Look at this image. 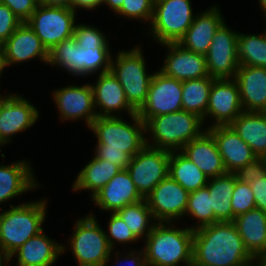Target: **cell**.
<instances>
[{"instance_id": "6da1fadb", "label": "cell", "mask_w": 266, "mask_h": 266, "mask_svg": "<svg viewBox=\"0 0 266 266\" xmlns=\"http://www.w3.org/2000/svg\"><path fill=\"white\" fill-rule=\"evenodd\" d=\"M131 123L123 116L97 117L90 126L97 144L94 156L121 169H126L134 157L145 145V123L138 114L130 115ZM133 121V122H132Z\"/></svg>"}, {"instance_id": "7a4b0ae2", "label": "cell", "mask_w": 266, "mask_h": 266, "mask_svg": "<svg viewBox=\"0 0 266 266\" xmlns=\"http://www.w3.org/2000/svg\"><path fill=\"white\" fill-rule=\"evenodd\" d=\"M193 263L198 266H253L233 221H220L194 230Z\"/></svg>"}, {"instance_id": "3957f363", "label": "cell", "mask_w": 266, "mask_h": 266, "mask_svg": "<svg viewBox=\"0 0 266 266\" xmlns=\"http://www.w3.org/2000/svg\"><path fill=\"white\" fill-rule=\"evenodd\" d=\"M193 235L194 230L187 226L178 228L174 222H157L144 242L146 265H191L193 263Z\"/></svg>"}, {"instance_id": "277c9868", "label": "cell", "mask_w": 266, "mask_h": 266, "mask_svg": "<svg viewBox=\"0 0 266 266\" xmlns=\"http://www.w3.org/2000/svg\"><path fill=\"white\" fill-rule=\"evenodd\" d=\"M46 199L10 204L0 213V250L9 258L31 237L39 234L46 219Z\"/></svg>"}, {"instance_id": "5b68a950", "label": "cell", "mask_w": 266, "mask_h": 266, "mask_svg": "<svg viewBox=\"0 0 266 266\" xmlns=\"http://www.w3.org/2000/svg\"><path fill=\"white\" fill-rule=\"evenodd\" d=\"M203 125L201 117L184 110L152 117L145 122L146 145L169 152L181 151L207 130Z\"/></svg>"}, {"instance_id": "8992f818", "label": "cell", "mask_w": 266, "mask_h": 266, "mask_svg": "<svg viewBox=\"0 0 266 266\" xmlns=\"http://www.w3.org/2000/svg\"><path fill=\"white\" fill-rule=\"evenodd\" d=\"M96 216L90 212L74 224L69 246L78 266H106L112 261L114 250L110 247Z\"/></svg>"}, {"instance_id": "52a82bcc", "label": "cell", "mask_w": 266, "mask_h": 266, "mask_svg": "<svg viewBox=\"0 0 266 266\" xmlns=\"http://www.w3.org/2000/svg\"><path fill=\"white\" fill-rule=\"evenodd\" d=\"M141 46L121 50L112 57L111 71L120 82L129 105L138 112L145 104L149 85L154 74H148Z\"/></svg>"}, {"instance_id": "ba28073f", "label": "cell", "mask_w": 266, "mask_h": 266, "mask_svg": "<svg viewBox=\"0 0 266 266\" xmlns=\"http://www.w3.org/2000/svg\"><path fill=\"white\" fill-rule=\"evenodd\" d=\"M195 15L191 0H154L148 31L160 45L178 43L191 26Z\"/></svg>"}, {"instance_id": "9c48e42d", "label": "cell", "mask_w": 266, "mask_h": 266, "mask_svg": "<svg viewBox=\"0 0 266 266\" xmlns=\"http://www.w3.org/2000/svg\"><path fill=\"white\" fill-rule=\"evenodd\" d=\"M76 14L73 9L39 4L26 23L49 52L60 42L73 37Z\"/></svg>"}, {"instance_id": "30bf717a", "label": "cell", "mask_w": 266, "mask_h": 266, "mask_svg": "<svg viewBox=\"0 0 266 266\" xmlns=\"http://www.w3.org/2000/svg\"><path fill=\"white\" fill-rule=\"evenodd\" d=\"M170 153L145 145L127 166L137 191L143 198L163 179L169 176Z\"/></svg>"}, {"instance_id": "8fae6325", "label": "cell", "mask_w": 266, "mask_h": 266, "mask_svg": "<svg viewBox=\"0 0 266 266\" xmlns=\"http://www.w3.org/2000/svg\"><path fill=\"white\" fill-rule=\"evenodd\" d=\"M183 110L182 81L154 72L145 104L137 112L144 123L155 116Z\"/></svg>"}, {"instance_id": "7c38bea8", "label": "cell", "mask_w": 266, "mask_h": 266, "mask_svg": "<svg viewBox=\"0 0 266 266\" xmlns=\"http://www.w3.org/2000/svg\"><path fill=\"white\" fill-rule=\"evenodd\" d=\"M237 37L238 32L232 30L225 22L216 31L205 54L210 77L235 78L239 67Z\"/></svg>"}, {"instance_id": "4fadbf2b", "label": "cell", "mask_w": 266, "mask_h": 266, "mask_svg": "<svg viewBox=\"0 0 266 266\" xmlns=\"http://www.w3.org/2000/svg\"><path fill=\"white\" fill-rule=\"evenodd\" d=\"M239 86L234 78L214 79L203 122L214 120L207 128L230 125L242 112Z\"/></svg>"}, {"instance_id": "5bb4252c", "label": "cell", "mask_w": 266, "mask_h": 266, "mask_svg": "<svg viewBox=\"0 0 266 266\" xmlns=\"http://www.w3.org/2000/svg\"><path fill=\"white\" fill-rule=\"evenodd\" d=\"M189 194L168 176L154 187L145 200L156 222H174L184 218Z\"/></svg>"}, {"instance_id": "9a60e30c", "label": "cell", "mask_w": 266, "mask_h": 266, "mask_svg": "<svg viewBox=\"0 0 266 266\" xmlns=\"http://www.w3.org/2000/svg\"><path fill=\"white\" fill-rule=\"evenodd\" d=\"M55 107L59 111L62 121L81 120L90 128L92 122L97 118L94 104V94L91 83L82 86L67 85L53 92Z\"/></svg>"}, {"instance_id": "2e32d148", "label": "cell", "mask_w": 266, "mask_h": 266, "mask_svg": "<svg viewBox=\"0 0 266 266\" xmlns=\"http://www.w3.org/2000/svg\"><path fill=\"white\" fill-rule=\"evenodd\" d=\"M0 94V137L6 145L13 135L29 129L39 118V109L26 97Z\"/></svg>"}, {"instance_id": "e0dca14e", "label": "cell", "mask_w": 266, "mask_h": 266, "mask_svg": "<svg viewBox=\"0 0 266 266\" xmlns=\"http://www.w3.org/2000/svg\"><path fill=\"white\" fill-rule=\"evenodd\" d=\"M168 49L160 72L180 81L209 76L204 54L183 48L178 43L161 44Z\"/></svg>"}, {"instance_id": "ac0fdd59", "label": "cell", "mask_w": 266, "mask_h": 266, "mask_svg": "<svg viewBox=\"0 0 266 266\" xmlns=\"http://www.w3.org/2000/svg\"><path fill=\"white\" fill-rule=\"evenodd\" d=\"M1 47L5 67L35 58L48 64L49 52L26 22H23Z\"/></svg>"}, {"instance_id": "d6986e66", "label": "cell", "mask_w": 266, "mask_h": 266, "mask_svg": "<svg viewBox=\"0 0 266 266\" xmlns=\"http://www.w3.org/2000/svg\"><path fill=\"white\" fill-rule=\"evenodd\" d=\"M94 83L91 86L98 117L121 116L119 112L123 110H126L128 116L137 113L129 105L120 82L111 70L98 74Z\"/></svg>"}, {"instance_id": "ffe728a7", "label": "cell", "mask_w": 266, "mask_h": 266, "mask_svg": "<svg viewBox=\"0 0 266 266\" xmlns=\"http://www.w3.org/2000/svg\"><path fill=\"white\" fill-rule=\"evenodd\" d=\"M213 136L227 172L233 173L238 168L258 158L249 145L238 136L230 126H214L207 128Z\"/></svg>"}, {"instance_id": "44dd1931", "label": "cell", "mask_w": 266, "mask_h": 266, "mask_svg": "<svg viewBox=\"0 0 266 266\" xmlns=\"http://www.w3.org/2000/svg\"><path fill=\"white\" fill-rule=\"evenodd\" d=\"M143 199L127 169H122L91 198V201L102 212H117L126 205Z\"/></svg>"}, {"instance_id": "7402d4cb", "label": "cell", "mask_w": 266, "mask_h": 266, "mask_svg": "<svg viewBox=\"0 0 266 266\" xmlns=\"http://www.w3.org/2000/svg\"><path fill=\"white\" fill-rule=\"evenodd\" d=\"M207 9L196 13L191 26L178 41L183 48L204 55L208 52L214 34L225 22L219 6Z\"/></svg>"}, {"instance_id": "603a6c76", "label": "cell", "mask_w": 266, "mask_h": 266, "mask_svg": "<svg viewBox=\"0 0 266 266\" xmlns=\"http://www.w3.org/2000/svg\"><path fill=\"white\" fill-rule=\"evenodd\" d=\"M247 112H266V68L239 65L235 78Z\"/></svg>"}, {"instance_id": "cb8c5ba5", "label": "cell", "mask_w": 266, "mask_h": 266, "mask_svg": "<svg viewBox=\"0 0 266 266\" xmlns=\"http://www.w3.org/2000/svg\"><path fill=\"white\" fill-rule=\"evenodd\" d=\"M49 238L44 230L31 237L9 258L17 257L16 266H53L65 253L66 246Z\"/></svg>"}, {"instance_id": "d4e9b609", "label": "cell", "mask_w": 266, "mask_h": 266, "mask_svg": "<svg viewBox=\"0 0 266 266\" xmlns=\"http://www.w3.org/2000/svg\"><path fill=\"white\" fill-rule=\"evenodd\" d=\"M2 164L3 162L0 165V205L39 187L34 170L26 160Z\"/></svg>"}, {"instance_id": "484cf974", "label": "cell", "mask_w": 266, "mask_h": 266, "mask_svg": "<svg viewBox=\"0 0 266 266\" xmlns=\"http://www.w3.org/2000/svg\"><path fill=\"white\" fill-rule=\"evenodd\" d=\"M181 152L210 179L227 173L213 136L206 130L187 143Z\"/></svg>"}, {"instance_id": "4316f807", "label": "cell", "mask_w": 266, "mask_h": 266, "mask_svg": "<svg viewBox=\"0 0 266 266\" xmlns=\"http://www.w3.org/2000/svg\"><path fill=\"white\" fill-rule=\"evenodd\" d=\"M233 222L244 247L256 260L266 248V212L255 208L236 216Z\"/></svg>"}, {"instance_id": "83f0119b", "label": "cell", "mask_w": 266, "mask_h": 266, "mask_svg": "<svg viewBox=\"0 0 266 266\" xmlns=\"http://www.w3.org/2000/svg\"><path fill=\"white\" fill-rule=\"evenodd\" d=\"M230 126L258 158L266 157V112L243 111Z\"/></svg>"}, {"instance_id": "f1b7e54d", "label": "cell", "mask_w": 266, "mask_h": 266, "mask_svg": "<svg viewBox=\"0 0 266 266\" xmlns=\"http://www.w3.org/2000/svg\"><path fill=\"white\" fill-rule=\"evenodd\" d=\"M120 170L119 166L95 156L80 170L73 181L72 190H89L91 198L99 192Z\"/></svg>"}, {"instance_id": "f546056e", "label": "cell", "mask_w": 266, "mask_h": 266, "mask_svg": "<svg viewBox=\"0 0 266 266\" xmlns=\"http://www.w3.org/2000/svg\"><path fill=\"white\" fill-rule=\"evenodd\" d=\"M206 187L209 190L215 218L219 222L233 221L231 199L235 187V174L227 172L224 175L210 178Z\"/></svg>"}, {"instance_id": "4dcf8cb0", "label": "cell", "mask_w": 266, "mask_h": 266, "mask_svg": "<svg viewBox=\"0 0 266 266\" xmlns=\"http://www.w3.org/2000/svg\"><path fill=\"white\" fill-rule=\"evenodd\" d=\"M169 176L189 193L206 187L209 180L181 151L170 153Z\"/></svg>"}, {"instance_id": "1f68e13d", "label": "cell", "mask_w": 266, "mask_h": 266, "mask_svg": "<svg viewBox=\"0 0 266 266\" xmlns=\"http://www.w3.org/2000/svg\"><path fill=\"white\" fill-rule=\"evenodd\" d=\"M214 79L207 76L200 79L182 81V107L184 111L196 114L204 119Z\"/></svg>"}, {"instance_id": "d6a6232c", "label": "cell", "mask_w": 266, "mask_h": 266, "mask_svg": "<svg viewBox=\"0 0 266 266\" xmlns=\"http://www.w3.org/2000/svg\"><path fill=\"white\" fill-rule=\"evenodd\" d=\"M129 230L140 240L146 239L157 223L145 200L126 205L117 211Z\"/></svg>"}, {"instance_id": "836d02e7", "label": "cell", "mask_w": 266, "mask_h": 266, "mask_svg": "<svg viewBox=\"0 0 266 266\" xmlns=\"http://www.w3.org/2000/svg\"><path fill=\"white\" fill-rule=\"evenodd\" d=\"M237 49L239 65L266 68V34L238 32Z\"/></svg>"}, {"instance_id": "e575fe53", "label": "cell", "mask_w": 266, "mask_h": 266, "mask_svg": "<svg viewBox=\"0 0 266 266\" xmlns=\"http://www.w3.org/2000/svg\"><path fill=\"white\" fill-rule=\"evenodd\" d=\"M188 215L198 220L194 226L189 227L192 230L219 222L214 216L207 187L190 192L184 217Z\"/></svg>"}, {"instance_id": "d590c367", "label": "cell", "mask_w": 266, "mask_h": 266, "mask_svg": "<svg viewBox=\"0 0 266 266\" xmlns=\"http://www.w3.org/2000/svg\"><path fill=\"white\" fill-rule=\"evenodd\" d=\"M80 46L72 37L57 44L49 51L48 65L59 66L75 77H79Z\"/></svg>"}, {"instance_id": "8d00e7d4", "label": "cell", "mask_w": 266, "mask_h": 266, "mask_svg": "<svg viewBox=\"0 0 266 266\" xmlns=\"http://www.w3.org/2000/svg\"><path fill=\"white\" fill-rule=\"evenodd\" d=\"M112 53L109 47H80L79 76L100 74L111 69ZM97 72V73H96Z\"/></svg>"}, {"instance_id": "74e56055", "label": "cell", "mask_w": 266, "mask_h": 266, "mask_svg": "<svg viewBox=\"0 0 266 266\" xmlns=\"http://www.w3.org/2000/svg\"><path fill=\"white\" fill-rule=\"evenodd\" d=\"M110 216L107 226L108 230L105 231V235L113 250L116 248V243L117 245H125L132 242H139V239L129 230L128 226L117 212H111Z\"/></svg>"}, {"instance_id": "f35d334b", "label": "cell", "mask_w": 266, "mask_h": 266, "mask_svg": "<svg viewBox=\"0 0 266 266\" xmlns=\"http://www.w3.org/2000/svg\"><path fill=\"white\" fill-rule=\"evenodd\" d=\"M97 27L76 23L73 38L78 46L82 48L109 47L108 37Z\"/></svg>"}, {"instance_id": "ab89813d", "label": "cell", "mask_w": 266, "mask_h": 266, "mask_svg": "<svg viewBox=\"0 0 266 266\" xmlns=\"http://www.w3.org/2000/svg\"><path fill=\"white\" fill-rule=\"evenodd\" d=\"M154 0H124L121 8L115 13L122 18H130L151 23Z\"/></svg>"}, {"instance_id": "60d3db41", "label": "cell", "mask_w": 266, "mask_h": 266, "mask_svg": "<svg viewBox=\"0 0 266 266\" xmlns=\"http://www.w3.org/2000/svg\"><path fill=\"white\" fill-rule=\"evenodd\" d=\"M231 207L233 211V221L236 216L246 213L256 208L253 191L250 184L242 183L236 179L232 193Z\"/></svg>"}, {"instance_id": "b9f144b4", "label": "cell", "mask_w": 266, "mask_h": 266, "mask_svg": "<svg viewBox=\"0 0 266 266\" xmlns=\"http://www.w3.org/2000/svg\"><path fill=\"white\" fill-rule=\"evenodd\" d=\"M233 173L238 181L250 184L254 179L266 176V160L265 158H256Z\"/></svg>"}, {"instance_id": "7bdbcfd3", "label": "cell", "mask_w": 266, "mask_h": 266, "mask_svg": "<svg viewBox=\"0 0 266 266\" xmlns=\"http://www.w3.org/2000/svg\"><path fill=\"white\" fill-rule=\"evenodd\" d=\"M23 22L11 11V9L0 3V44L1 46L8 40L14 31Z\"/></svg>"}, {"instance_id": "ee69618b", "label": "cell", "mask_w": 266, "mask_h": 266, "mask_svg": "<svg viewBox=\"0 0 266 266\" xmlns=\"http://www.w3.org/2000/svg\"><path fill=\"white\" fill-rule=\"evenodd\" d=\"M0 3L8 6L22 22H26L39 5L38 0H0Z\"/></svg>"}, {"instance_id": "f6af8a7d", "label": "cell", "mask_w": 266, "mask_h": 266, "mask_svg": "<svg viewBox=\"0 0 266 266\" xmlns=\"http://www.w3.org/2000/svg\"><path fill=\"white\" fill-rule=\"evenodd\" d=\"M250 187L253 191L256 209L266 212V176L254 179Z\"/></svg>"}, {"instance_id": "bcb514c9", "label": "cell", "mask_w": 266, "mask_h": 266, "mask_svg": "<svg viewBox=\"0 0 266 266\" xmlns=\"http://www.w3.org/2000/svg\"><path fill=\"white\" fill-rule=\"evenodd\" d=\"M141 250H138V252H136V249L135 248H133V249L130 248L128 250V253H126L125 256H123V254L121 253L122 251H119V250L116 251L114 253V255L116 256V257H114V258H116L115 259L116 260V265H117V263L120 264V262L121 263L123 262V261H120L119 262V259L121 258L120 255L122 254V257H124V261L125 262L128 261L129 262V265H131V266H147L146 265V261H145V253H144V250L143 249H141Z\"/></svg>"}, {"instance_id": "7dc6e473", "label": "cell", "mask_w": 266, "mask_h": 266, "mask_svg": "<svg viewBox=\"0 0 266 266\" xmlns=\"http://www.w3.org/2000/svg\"><path fill=\"white\" fill-rule=\"evenodd\" d=\"M102 0H73L72 9L77 12L76 9L82 8L84 10H94L101 6Z\"/></svg>"}, {"instance_id": "c3c4849f", "label": "cell", "mask_w": 266, "mask_h": 266, "mask_svg": "<svg viewBox=\"0 0 266 266\" xmlns=\"http://www.w3.org/2000/svg\"><path fill=\"white\" fill-rule=\"evenodd\" d=\"M39 4L58 7V8H68L72 9L73 0H38Z\"/></svg>"}, {"instance_id": "681fc988", "label": "cell", "mask_w": 266, "mask_h": 266, "mask_svg": "<svg viewBox=\"0 0 266 266\" xmlns=\"http://www.w3.org/2000/svg\"><path fill=\"white\" fill-rule=\"evenodd\" d=\"M124 0H102L101 5H107L114 14L121 8Z\"/></svg>"}, {"instance_id": "f907efd6", "label": "cell", "mask_w": 266, "mask_h": 266, "mask_svg": "<svg viewBox=\"0 0 266 266\" xmlns=\"http://www.w3.org/2000/svg\"><path fill=\"white\" fill-rule=\"evenodd\" d=\"M9 262V257L0 250V266H7Z\"/></svg>"}, {"instance_id": "816d5d0a", "label": "cell", "mask_w": 266, "mask_h": 266, "mask_svg": "<svg viewBox=\"0 0 266 266\" xmlns=\"http://www.w3.org/2000/svg\"><path fill=\"white\" fill-rule=\"evenodd\" d=\"M5 65H4V57H3V51H0V78L2 75L3 70L5 69Z\"/></svg>"}, {"instance_id": "f5cc1de1", "label": "cell", "mask_w": 266, "mask_h": 266, "mask_svg": "<svg viewBox=\"0 0 266 266\" xmlns=\"http://www.w3.org/2000/svg\"><path fill=\"white\" fill-rule=\"evenodd\" d=\"M259 6H260V10H262V12L264 13V17L266 15V0H258Z\"/></svg>"}, {"instance_id": "db71d44e", "label": "cell", "mask_w": 266, "mask_h": 266, "mask_svg": "<svg viewBox=\"0 0 266 266\" xmlns=\"http://www.w3.org/2000/svg\"><path fill=\"white\" fill-rule=\"evenodd\" d=\"M265 256H266V248L265 251L256 259V263L258 264Z\"/></svg>"}, {"instance_id": "11a10c76", "label": "cell", "mask_w": 266, "mask_h": 266, "mask_svg": "<svg viewBox=\"0 0 266 266\" xmlns=\"http://www.w3.org/2000/svg\"><path fill=\"white\" fill-rule=\"evenodd\" d=\"M259 266H266V256L258 263Z\"/></svg>"}, {"instance_id": "9f6ffc18", "label": "cell", "mask_w": 266, "mask_h": 266, "mask_svg": "<svg viewBox=\"0 0 266 266\" xmlns=\"http://www.w3.org/2000/svg\"><path fill=\"white\" fill-rule=\"evenodd\" d=\"M5 144L2 142L1 137H0V147L4 146Z\"/></svg>"}]
</instances>
